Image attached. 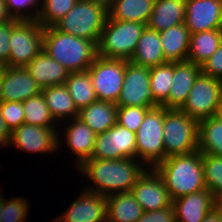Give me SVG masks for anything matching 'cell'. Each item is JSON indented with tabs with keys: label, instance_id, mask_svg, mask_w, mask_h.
Segmentation results:
<instances>
[{
	"label": "cell",
	"instance_id": "cell-1",
	"mask_svg": "<svg viewBox=\"0 0 222 222\" xmlns=\"http://www.w3.org/2000/svg\"><path fill=\"white\" fill-rule=\"evenodd\" d=\"M147 168L141 160L133 158L88 159L78 167V171L95 185L90 186V189L87 186L84 190L108 197L116 193L131 191Z\"/></svg>",
	"mask_w": 222,
	"mask_h": 222
},
{
	"label": "cell",
	"instance_id": "cell-2",
	"mask_svg": "<svg viewBox=\"0 0 222 222\" xmlns=\"http://www.w3.org/2000/svg\"><path fill=\"white\" fill-rule=\"evenodd\" d=\"M161 175L171 200L207 189L204 181L202 153L173 155L155 167Z\"/></svg>",
	"mask_w": 222,
	"mask_h": 222
},
{
	"label": "cell",
	"instance_id": "cell-3",
	"mask_svg": "<svg viewBox=\"0 0 222 222\" xmlns=\"http://www.w3.org/2000/svg\"><path fill=\"white\" fill-rule=\"evenodd\" d=\"M43 50L69 73L87 71L97 57V45L88 39L56 30H43Z\"/></svg>",
	"mask_w": 222,
	"mask_h": 222
},
{
	"label": "cell",
	"instance_id": "cell-4",
	"mask_svg": "<svg viewBox=\"0 0 222 222\" xmlns=\"http://www.w3.org/2000/svg\"><path fill=\"white\" fill-rule=\"evenodd\" d=\"M108 17L106 0H78L53 27L61 32L99 42Z\"/></svg>",
	"mask_w": 222,
	"mask_h": 222
},
{
	"label": "cell",
	"instance_id": "cell-5",
	"mask_svg": "<svg viewBox=\"0 0 222 222\" xmlns=\"http://www.w3.org/2000/svg\"><path fill=\"white\" fill-rule=\"evenodd\" d=\"M146 24L106 19L97 44V55L130 61Z\"/></svg>",
	"mask_w": 222,
	"mask_h": 222
},
{
	"label": "cell",
	"instance_id": "cell-6",
	"mask_svg": "<svg viewBox=\"0 0 222 222\" xmlns=\"http://www.w3.org/2000/svg\"><path fill=\"white\" fill-rule=\"evenodd\" d=\"M199 122L178 109L164 114L163 136L165 159L198 150Z\"/></svg>",
	"mask_w": 222,
	"mask_h": 222
},
{
	"label": "cell",
	"instance_id": "cell-7",
	"mask_svg": "<svg viewBox=\"0 0 222 222\" xmlns=\"http://www.w3.org/2000/svg\"><path fill=\"white\" fill-rule=\"evenodd\" d=\"M167 110L162 106L150 109L135 133L136 159H141L148 168H155L165 159L163 123Z\"/></svg>",
	"mask_w": 222,
	"mask_h": 222
},
{
	"label": "cell",
	"instance_id": "cell-8",
	"mask_svg": "<svg viewBox=\"0 0 222 222\" xmlns=\"http://www.w3.org/2000/svg\"><path fill=\"white\" fill-rule=\"evenodd\" d=\"M44 27L38 21L18 20L11 29L6 67H25L43 49Z\"/></svg>",
	"mask_w": 222,
	"mask_h": 222
},
{
	"label": "cell",
	"instance_id": "cell-9",
	"mask_svg": "<svg viewBox=\"0 0 222 222\" xmlns=\"http://www.w3.org/2000/svg\"><path fill=\"white\" fill-rule=\"evenodd\" d=\"M221 98L222 81L201 72L179 110L199 122L216 116Z\"/></svg>",
	"mask_w": 222,
	"mask_h": 222
},
{
	"label": "cell",
	"instance_id": "cell-10",
	"mask_svg": "<svg viewBox=\"0 0 222 222\" xmlns=\"http://www.w3.org/2000/svg\"><path fill=\"white\" fill-rule=\"evenodd\" d=\"M87 71L91 76L97 100L117 103L125 77V60L97 55Z\"/></svg>",
	"mask_w": 222,
	"mask_h": 222
},
{
	"label": "cell",
	"instance_id": "cell-11",
	"mask_svg": "<svg viewBox=\"0 0 222 222\" xmlns=\"http://www.w3.org/2000/svg\"><path fill=\"white\" fill-rule=\"evenodd\" d=\"M117 107L141 106L153 109L158 105L153 101L150 88V69L131 61H125V77Z\"/></svg>",
	"mask_w": 222,
	"mask_h": 222
},
{
	"label": "cell",
	"instance_id": "cell-12",
	"mask_svg": "<svg viewBox=\"0 0 222 222\" xmlns=\"http://www.w3.org/2000/svg\"><path fill=\"white\" fill-rule=\"evenodd\" d=\"M136 159L135 132L115 124L106 132L96 135L90 159Z\"/></svg>",
	"mask_w": 222,
	"mask_h": 222
},
{
	"label": "cell",
	"instance_id": "cell-13",
	"mask_svg": "<svg viewBox=\"0 0 222 222\" xmlns=\"http://www.w3.org/2000/svg\"><path fill=\"white\" fill-rule=\"evenodd\" d=\"M58 129V130H56ZM59 128L41 127L23 123L11 132L9 146L12 144L18 150L28 153H52L59 150Z\"/></svg>",
	"mask_w": 222,
	"mask_h": 222
},
{
	"label": "cell",
	"instance_id": "cell-14",
	"mask_svg": "<svg viewBox=\"0 0 222 222\" xmlns=\"http://www.w3.org/2000/svg\"><path fill=\"white\" fill-rule=\"evenodd\" d=\"M131 192L143 211H156L172 205L165 183L155 168H147Z\"/></svg>",
	"mask_w": 222,
	"mask_h": 222
},
{
	"label": "cell",
	"instance_id": "cell-15",
	"mask_svg": "<svg viewBox=\"0 0 222 222\" xmlns=\"http://www.w3.org/2000/svg\"><path fill=\"white\" fill-rule=\"evenodd\" d=\"M82 191L68 210L51 222H107V197Z\"/></svg>",
	"mask_w": 222,
	"mask_h": 222
},
{
	"label": "cell",
	"instance_id": "cell-16",
	"mask_svg": "<svg viewBox=\"0 0 222 222\" xmlns=\"http://www.w3.org/2000/svg\"><path fill=\"white\" fill-rule=\"evenodd\" d=\"M184 24L191 34L222 28V0H186Z\"/></svg>",
	"mask_w": 222,
	"mask_h": 222
},
{
	"label": "cell",
	"instance_id": "cell-17",
	"mask_svg": "<svg viewBox=\"0 0 222 222\" xmlns=\"http://www.w3.org/2000/svg\"><path fill=\"white\" fill-rule=\"evenodd\" d=\"M41 92V87L31 77L26 67H3L2 101L23 102Z\"/></svg>",
	"mask_w": 222,
	"mask_h": 222
},
{
	"label": "cell",
	"instance_id": "cell-18",
	"mask_svg": "<svg viewBox=\"0 0 222 222\" xmlns=\"http://www.w3.org/2000/svg\"><path fill=\"white\" fill-rule=\"evenodd\" d=\"M172 205L176 222H201L217 207L216 199L208 189L181 196L173 200Z\"/></svg>",
	"mask_w": 222,
	"mask_h": 222
},
{
	"label": "cell",
	"instance_id": "cell-19",
	"mask_svg": "<svg viewBox=\"0 0 222 222\" xmlns=\"http://www.w3.org/2000/svg\"><path fill=\"white\" fill-rule=\"evenodd\" d=\"M68 123L69 124L67 126L65 125L62 130H65V134H61V132L60 134L58 133V137L63 135L65 136L64 138H66H58L60 139L58 140V146L62 147L60 142L63 143L65 140L67 147L71 149L72 154L76 156L77 167L75 168H78L85 160L90 159L97 134L78 118H73L70 121L68 120Z\"/></svg>",
	"mask_w": 222,
	"mask_h": 222
},
{
	"label": "cell",
	"instance_id": "cell-20",
	"mask_svg": "<svg viewBox=\"0 0 222 222\" xmlns=\"http://www.w3.org/2000/svg\"><path fill=\"white\" fill-rule=\"evenodd\" d=\"M201 67L190 61L173 62V78L168 99L161 105L167 109H180L201 73Z\"/></svg>",
	"mask_w": 222,
	"mask_h": 222
},
{
	"label": "cell",
	"instance_id": "cell-21",
	"mask_svg": "<svg viewBox=\"0 0 222 222\" xmlns=\"http://www.w3.org/2000/svg\"><path fill=\"white\" fill-rule=\"evenodd\" d=\"M25 67L41 89L65 84L69 74L65 67L51 58L43 49Z\"/></svg>",
	"mask_w": 222,
	"mask_h": 222
},
{
	"label": "cell",
	"instance_id": "cell-22",
	"mask_svg": "<svg viewBox=\"0 0 222 222\" xmlns=\"http://www.w3.org/2000/svg\"><path fill=\"white\" fill-rule=\"evenodd\" d=\"M186 0H155L147 27L162 32L185 21Z\"/></svg>",
	"mask_w": 222,
	"mask_h": 222
},
{
	"label": "cell",
	"instance_id": "cell-23",
	"mask_svg": "<svg viewBox=\"0 0 222 222\" xmlns=\"http://www.w3.org/2000/svg\"><path fill=\"white\" fill-rule=\"evenodd\" d=\"M77 118L85 123L94 133L101 134L116 124L117 104L96 100L80 109Z\"/></svg>",
	"mask_w": 222,
	"mask_h": 222
},
{
	"label": "cell",
	"instance_id": "cell-24",
	"mask_svg": "<svg viewBox=\"0 0 222 222\" xmlns=\"http://www.w3.org/2000/svg\"><path fill=\"white\" fill-rule=\"evenodd\" d=\"M155 0H107L108 19L148 23Z\"/></svg>",
	"mask_w": 222,
	"mask_h": 222
},
{
	"label": "cell",
	"instance_id": "cell-25",
	"mask_svg": "<svg viewBox=\"0 0 222 222\" xmlns=\"http://www.w3.org/2000/svg\"><path fill=\"white\" fill-rule=\"evenodd\" d=\"M130 61L149 69L167 63L157 31L145 27Z\"/></svg>",
	"mask_w": 222,
	"mask_h": 222
},
{
	"label": "cell",
	"instance_id": "cell-26",
	"mask_svg": "<svg viewBox=\"0 0 222 222\" xmlns=\"http://www.w3.org/2000/svg\"><path fill=\"white\" fill-rule=\"evenodd\" d=\"M158 33L167 62L187 61L191 33L184 23Z\"/></svg>",
	"mask_w": 222,
	"mask_h": 222
},
{
	"label": "cell",
	"instance_id": "cell-27",
	"mask_svg": "<svg viewBox=\"0 0 222 222\" xmlns=\"http://www.w3.org/2000/svg\"><path fill=\"white\" fill-rule=\"evenodd\" d=\"M46 105L57 123H63V120L77 118L79 110L69 94L65 84H59L42 89Z\"/></svg>",
	"mask_w": 222,
	"mask_h": 222
},
{
	"label": "cell",
	"instance_id": "cell-28",
	"mask_svg": "<svg viewBox=\"0 0 222 222\" xmlns=\"http://www.w3.org/2000/svg\"><path fill=\"white\" fill-rule=\"evenodd\" d=\"M142 213L131 191L107 197V222H136Z\"/></svg>",
	"mask_w": 222,
	"mask_h": 222
},
{
	"label": "cell",
	"instance_id": "cell-29",
	"mask_svg": "<svg viewBox=\"0 0 222 222\" xmlns=\"http://www.w3.org/2000/svg\"><path fill=\"white\" fill-rule=\"evenodd\" d=\"M221 42V29L191 34L187 61L201 67L214 54Z\"/></svg>",
	"mask_w": 222,
	"mask_h": 222
},
{
	"label": "cell",
	"instance_id": "cell-30",
	"mask_svg": "<svg viewBox=\"0 0 222 222\" xmlns=\"http://www.w3.org/2000/svg\"><path fill=\"white\" fill-rule=\"evenodd\" d=\"M198 150L222 157V120L217 116L199 121Z\"/></svg>",
	"mask_w": 222,
	"mask_h": 222
},
{
	"label": "cell",
	"instance_id": "cell-31",
	"mask_svg": "<svg viewBox=\"0 0 222 222\" xmlns=\"http://www.w3.org/2000/svg\"><path fill=\"white\" fill-rule=\"evenodd\" d=\"M65 85L78 110L97 100L88 71L69 73Z\"/></svg>",
	"mask_w": 222,
	"mask_h": 222
},
{
	"label": "cell",
	"instance_id": "cell-32",
	"mask_svg": "<svg viewBox=\"0 0 222 222\" xmlns=\"http://www.w3.org/2000/svg\"><path fill=\"white\" fill-rule=\"evenodd\" d=\"M22 104L25 113V124L37 125L41 127H57L60 129L66 123L64 122L63 125L60 124V127L57 125L58 123L52 117L42 93L32 96L26 101H23Z\"/></svg>",
	"mask_w": 222,
	"mask_h": 222
},
{
	"label": "cell",
	"instance_id": "cell-33",
	"mask_svg": "<svg viewBox=\"0 0 222 222\" xmlns=\"http://www.w3.org/2000/svg\"><path fill=\"white\" fill-rule=\"evenodd\" d=\"M173 78V62L150 68V88L153 101L161 106L169 97Z\"/></svg>",
	"mask_w": 222,
	"mask_h": 222
},
{
	"label": "cell",
	"instance_id": "cell-34",
	"mask_svg": "<svg viewBox=\"0 0 222 222\" xmlns=\"http://www.w3.org/2000/svg\"><path fill=\"white\" fill-rule=\"evenodd\" d=\"M202 162L205 186L217 200L222 196V157L202 153Z\"/></svg>",
	"mask_w": 222,
	"mask_h": 222
},
{
	"label": "cell",
	"instance_id": "cell-35",
	"mask_svg": "<svg viewBox=\"0 0 222 222\" xmlns=\"http://www.w3.org/2000/svg\"><path fill=\"white\" fill-rule=\"evenodd\" d=\"M78 0H42L37 21L44 27H51L62 19Z\"/></svg>",
	"mask_w": 222,
	"mask_h": 222
},
{
	"label": "cell",
	"instance_id": "cell-36",
	"mask_svg": "<svg viewBox=\"0 0 222 222\" xmlns=\"http://www.w3.org/2000/svg\"><path fill=\"white\" fill-rule=\"evenodd\" d=\"M12 197L9 200L3 198V207L0 212V222H27L30 206L26 198Z\"/></svg>",
	"mask_w": 222,
	"mask_h": 222
},
{
	"label": "cell",
	"instance_id": "cell-37",
	"mask_svg": "<svg viewBox=\"0 0 222 222\" xmlns=\"http://www.w3.org/2000/svg\"><path fill=\"white\" fill-rule=\"evenodd\" d=\"M40 1L42 0H5L12 18L25 21H37L41 11Z\"/></svg>",
	"mask_w": 222,
	"mask_h": 222
},
{
	"label": "cell",
	"instance_id": "cell-38",
	"mask_svg": "<svg viewBox=\"0 0 222 222\" xmlns=\"http://www.w3.org/2000/svg\"><path fill=\"white\" fill-rule=\"evenodd\" d=\"M149 110L141 106L117 107L116 123L136 133Z\"/></svg>",
	"mask_w": 222,
	"mask_h": 222
},
{
	"label": "cell",
	"instance_id": "cell-39",
	"mask_svg": "<svg viewBox=\"0 0 222 222\" xmlns=\"http://www.w3.org/2000/svg\"><path fill=\"white\" fill-rule=\"evenodd\" d=\"M0 110L11 132L24 123L25 113L22 102L2 101L0 103Z\"/></svg>",
	"mask_w": 222,
	"mask_h": 222
},
{
	"label": "cell",
	"instance_id": "cell-40",
	"mask_svg": "<svg viewBox=\"0 0 222 222\" xmlns=\"http://www.w3.org/2000/svg\"><path fill=\"white\" fill-rule=\"evenodd\" d=\"M201 71L222 81V42L214 54L201 66Z\"/></svg>",
	"mask_w": 222,
	"mask_h": 222
},
{
	"label": "cell",
	"instance_id": "cell-41",
	"mask_svg": "<svg viewBox=\"0 0 222 222\" xmlns=\"http://www.w3.org/2000/svg\"><path fill=\"white\" fill-rule=\"evenodd\" d=\"M136 222H176L175 209L173 205L156 211H143L141 217Z\"/></svg>",
	"mask_w": 222,
	"mask_h": 222
},
{
	"label": "cell",
	"instance_id": "cell-42",
	"mask_svg": "<svg viewBox=\"0 0 222 222\" xmlns=\"http://www.w3.org/2000/svg\"><path fill=\"white\" fill-rule=\"evenodd\" d=\"M17 21L0 23V63L4 66L9 59L10 54V35L12 26Z\"/></svg>",
	"mask_w": 222,
	"mask_h": 222
},
{
	"label": "cell",
	"instance_id": "cell-43",
	"mask_svg": "<svg viewBox=\"0 0 222 222\" xmlns=\"http://www.w3.org/2000/svg\"><path fill=\"white\" fill-rule=\"evenodd\" d=\"M11 131L7 127L0 110V147H9Z\"/></svg>",
	"mask_w": 222,
	"mask_h": 222
},
{
	"label": "cell",
	"instance_id": "cell-44",
	"mask_svg": "<svg viewBox=\"0 0 222 222\" xmlns=\"http://www.w3.org/2000/svg\"><path fill=\"white\" fill-rule=\"evenodd\" d=\"M9 21L18 20L13 19L12 16L9 14L5 0H0V23H6Z\"/></svg>",
	"mask_w": 222,
	"mask_h": 222
},
{
	"label": "cell",
	"instance_id": "cell-45",
	"mask_svg": "<svg viewBox=\"0 0 222 222\" xmlns=\"http://www.w3.org/2000/svg\"><path fill=\"white\" fill-rule=\"evenodd\" d=\"M201 222H222V212L216 207Z\"/></svg>",
	"mask_w": 222,
	"mask_h": 222
},
{
	"label": "cell",
	"instance_id": "cell-46",
	"mask_svg": "<svg viewBox=\"0 0 222 222\" xmlns=\"http://www.w3.org/2000/svg\"><path fill=\"white\" fill-rule=\"evenodd\" d=\"M216 116L222 120V98L220 100Z\"/></svg>",
	"mask_w": 222,
	"mask_h": 222
},
{
	"label": "cell",
	"instance_id": "cell-47",
	"mask_svg": "<svg viewBox=\"0 0 222 222\" xmlns=\"http://www.w3.org/2000/svg\"><path fill=\"white\" fill-rule=\"evenodd\" d=\"M217 208L222 212V196L216 200Z\"/></svg>",
	"mask_w": 222,
	"mask_h": 222
},
{
	"label": "cell",
	"instance_id": "cell-48",
	"mask_svg": "<svg viewBox=\"0 0 222 222\" xmlns=\"http://www.w3.org/2000/svg\"><path fill=\"white\" fill-rule=\"evenodd\" d=\"M1 84H2V70L0 71V103L2 102Z\"/></svg>",
	"mask_w": 222,
	"mask_h": 222
},
{
	"label": "cell",
	"instance_id": "cell-49",
	"mask_svg": "<svg viewBox=\"0 0 222 222\" xmlns=\"http://www.w3.org/2000/svg\"><path fill=\"white\" fill-rule=\"evenodd\" d=\"M2 207H3V196H1V193H0V212H1Z\"/></svg>",
	"mask_w": 222,
	"mask_h": 222
},
{
	"label": "cell",
	"instance_id": "cell-50",
	"mask_svg": "<svg viewBox=\"0 0 222 222\" xmlns=\"http://www.w3.org/2000/svg\"><path fill=\"white\" fill-rule=\"evenodd\" d=\"M3 65H2V63H0V71L3 69Z\"/></svg>",
	"mask_w": 222,
	"mask_h": 222
}]
</instances>
